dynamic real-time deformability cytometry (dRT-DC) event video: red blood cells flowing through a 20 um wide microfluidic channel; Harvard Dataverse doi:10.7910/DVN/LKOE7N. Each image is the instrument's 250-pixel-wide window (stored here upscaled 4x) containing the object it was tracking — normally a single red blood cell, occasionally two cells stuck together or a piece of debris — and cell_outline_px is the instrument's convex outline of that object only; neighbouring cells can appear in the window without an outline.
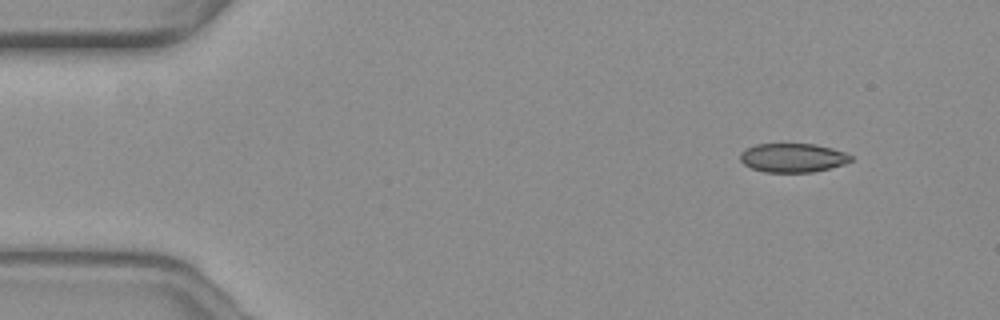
{"species": "common noctule bat (a hibernating species)", "species_latin": "Nyctalus noctula", "temperature_condition": "warm", "stored_images_in_passage": 55, "camera_frame_rate_fps": 3000, "um_per_image_px": 0.085, "animal": {"sex": "female", "body_mass_g": 19.3, "forearm_length_mm": 54.1}, "frame": {"image": 1, "passage_image": 5, "time_ms": 1.333, "image_size_px": [1000, 320], "cell_outline_px": [[852, 160], [844, 164], [812, 172], [764, 172], [752, 168], [744, 164], [740, 160], [740, 152], [756, 144], [816, 144], [832, 148], [844, 152], [852, 156]], "centroid_in_image_um": [67.38, 13.41], "position_along_channel_um": 17.6, "area_um2": 18.55}}
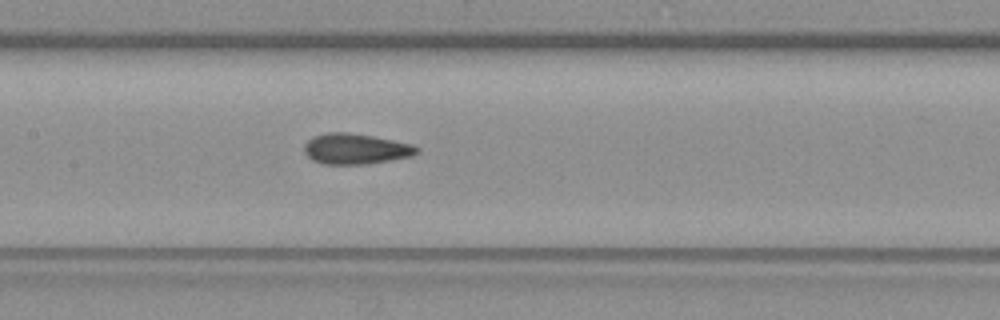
{"frame": {"image": 2, "passage_image": 26, "time_ms": 8.333, "image_size_px": [1000, 320], "cell_outline_px": [[420, 148], [412, 156], [368, 164], [320, 164], [312, 160], [304, 152], [304, 144], [312, 136], [328, 132], [348, 132], [372, 136], [412, 144]], "centroid_in_image_um": [30.19, 12.65], "position_along_channel_um": 177.2, "area_um2": 20.11}}
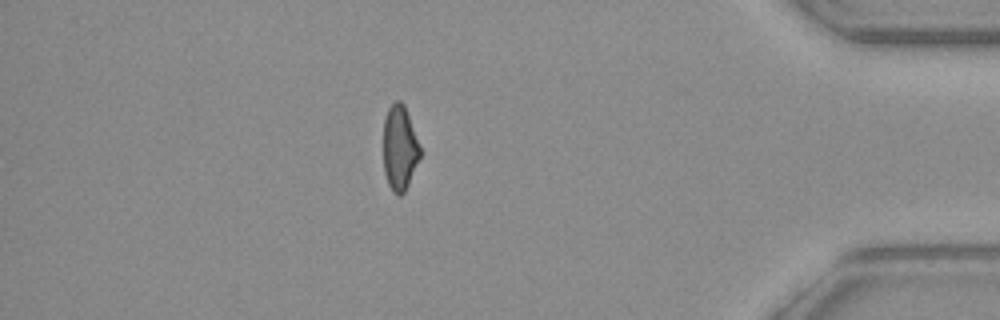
{"frame": {"image": 3, "passage_image": 48, "time_ms": 15.667, "image_size_px": [1000, 320], "cell_outline_px": [[420, 156], [408, 184], [404, 192], [400, 196], [396, 196], [392, 192], [388, 184], [384, 172], [384, 120], [388, 108], [396, 100], [400, 100], [404, 104], [420, 148]], "centroid_in_image_um": [33.95, 12.6], "position_along_channel_um": 401.3, "area_um2": 17.92}, "authors_computed_cell_mechanics": {"area_um2": 19.7098, "velocity_mm_per_s": 3.6606, "shape_relaxation_time_tau1_ms": null, "shape_relaxation_time_tau2_ms": 1.903, "deformation_change_tau1": null, "deformation_change_tau2": 0.0622}}